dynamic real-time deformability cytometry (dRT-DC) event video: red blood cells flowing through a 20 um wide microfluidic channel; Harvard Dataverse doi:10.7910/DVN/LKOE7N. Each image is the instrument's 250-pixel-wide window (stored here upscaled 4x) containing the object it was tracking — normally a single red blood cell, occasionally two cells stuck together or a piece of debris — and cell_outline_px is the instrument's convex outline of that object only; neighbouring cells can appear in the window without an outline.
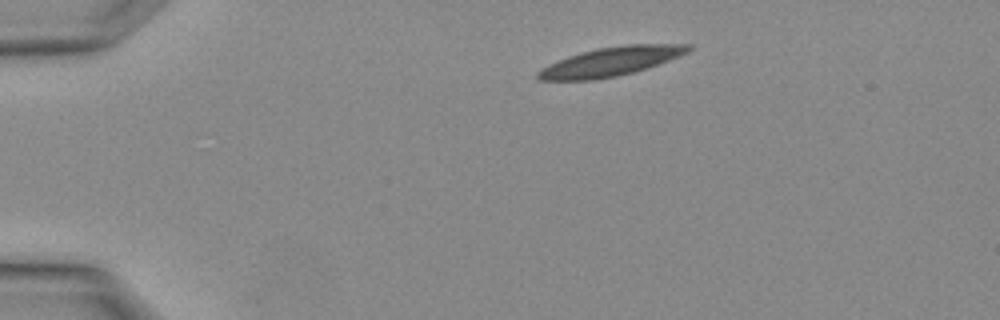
{"species": "Egyptian fruit bat (a non-hibernating species)", "species_latin": "Rousettus aegyptiacus", "temperature_condition": "warm", "stored_images_in_passage": 3, "camera_frame_rate_fps": 3000, "um_per_image_px": 0.085, "animal": {"sex": "female"}, "frame": {"image": 1, "passage_image": 3, "time_ms": 0.667, "image_size_px": [1000, 320], "cell_outline_px": [[692, 48], [688, 52], [668, 60], [632, 72], [616, 76], [596, 80], [540, 80], [536, 76], [536, 72], [540, 68], [548, 64], [568, 56], [580, 52], [600, 48], [624, 44], [692, 44]], "centroid_in_image_um": [51.87, 5.23], "position_along_channel_um": 33.1, "area_um2": 25.14}}